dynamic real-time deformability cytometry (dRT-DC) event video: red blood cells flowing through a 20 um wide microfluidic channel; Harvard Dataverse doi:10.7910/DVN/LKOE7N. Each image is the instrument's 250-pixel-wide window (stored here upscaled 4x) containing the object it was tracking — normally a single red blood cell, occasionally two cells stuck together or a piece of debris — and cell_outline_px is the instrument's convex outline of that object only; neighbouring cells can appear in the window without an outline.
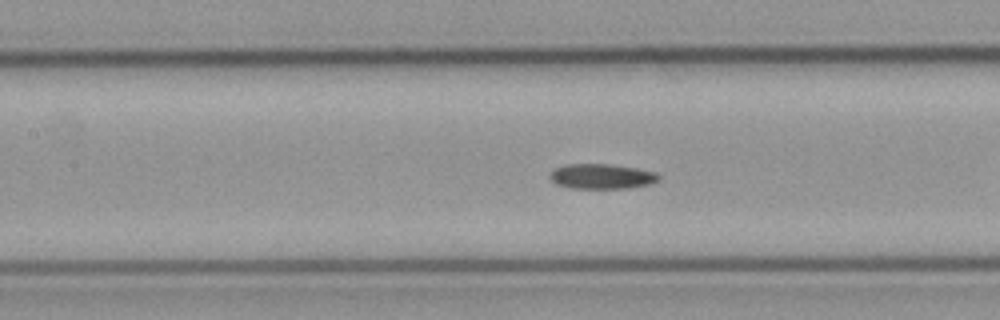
{"species": "common noctule bat (a hibernating species)", "species_latin": "Nyctalus noctula", "temperature_condition": "cold", "stored_images_in_passage": 33, "camera_frame_rate_fps": 3000, "um_per_image_px": 0.085, "animal": {"sex": "male", "body_mass_g": 23.1, "forearm_length_mm": 52.7}, "frame": {"image": 1, "passage_image": 10, "time_ms": 3.0, "image_size_px": [1000, 320], "cell_outline_px": [[660, 180], [652, 184], [628, 188], [572, 188], [556, 184], [548, 176], [552, 168], [564, 164], [608, 164], [636, 168], [656, 172], [660, 176]], "centroid_in_image_um": [51.13, 14.99], "position_along_channel_um": 156.3, "area_um2": 16.07}, "authors_computed_cell_mechanics": {"area_um2": 15.9528, "velocity_mm_per_s": 3.7438, "shape_relaxation_time_tau1_ms": null, "shape_relaxation_time_tau2_ms": 9.5061, "deformation_change_tau1": null, "deformation_change_tau2": 0.1555}}